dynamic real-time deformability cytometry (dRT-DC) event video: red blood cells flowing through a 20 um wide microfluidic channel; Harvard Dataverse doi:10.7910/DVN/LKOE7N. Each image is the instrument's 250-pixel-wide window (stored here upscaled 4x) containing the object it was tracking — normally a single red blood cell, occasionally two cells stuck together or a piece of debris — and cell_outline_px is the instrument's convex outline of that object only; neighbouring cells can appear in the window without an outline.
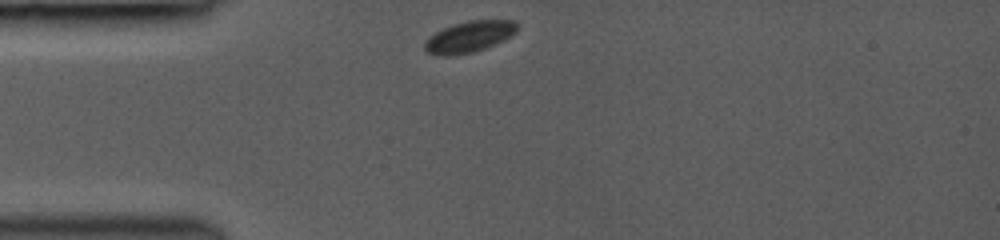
{"species": "common noctule bat (a hibernating species)", "species_latin": "Nyctalus noctula", "temperature_condition": "room temperature", "stored_images_in_passage": 20, "camera_frame_rate_fps": 3000, "um_per_image_px": 0.085, "animal": {"sex": "female", "body_mass_g": 19.0, "forearm_length_mm": 53.3}, "frame": {"image": 1, "passage_image": 1, "time_ms": 0.0, "image_size_px": [1000, 240], "cell_outline_px": [[516, 32], [504, 40], [496, 44], [472, 52], [456, 56], [444, 56], [428, 52], [424, 48], [424, 40], [428, 36], [452, 24], [468, 20], [516, 20]], "centroid_in_image_um": [39.86, 3.12], "position_along_channel_um": 45.1, "area_um2": 16.88}}
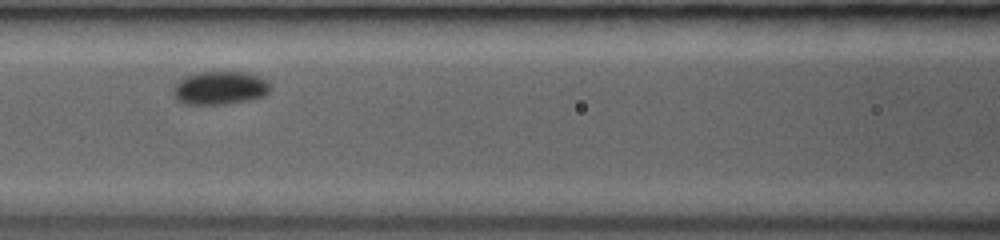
{"frame": {"image": 2, "passage_image": 14, "time_ms": 3.0, "image_size_px": [1000, 240], "cell_outline_px": [[268, 92], [264, 96], [248, 100], [224, 104], [184, 104], [176, 100], [172, 92], [176, 80], [184, 76], [196, 72], [244, 72], [256, 76], [264, 80], [268, 84]], "centroid_in_image_um": [18.59, 7.48], "position_along_channel_um": 148.0, "area_um2": 18.79}}
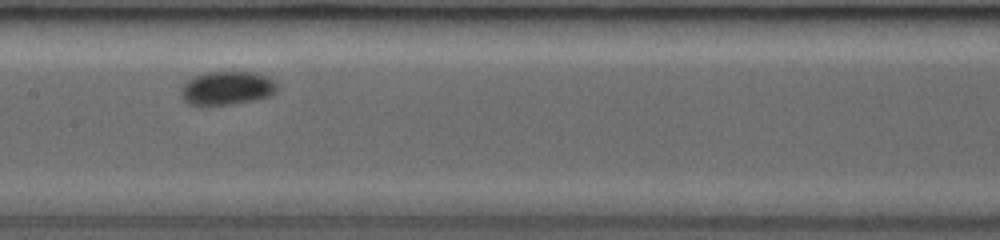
{"frame": {"image": 3, "passage_image": 19, "time_ms": 4.0, "image_size_px": [1000, 240], "cell_outline_px": [[276, 92], [268, 96], [252, 100], [232, 104], [188, 104], [184, 100], [180, 92], [184, 84], [188, 80], [196, 76], [208, 72], [256, 72], [268, 76], [276, 80]], "centroid_in_image_um": [19.33, 7.47], "position_along_channel_um": 188.1, "area_um2": 18.55}}